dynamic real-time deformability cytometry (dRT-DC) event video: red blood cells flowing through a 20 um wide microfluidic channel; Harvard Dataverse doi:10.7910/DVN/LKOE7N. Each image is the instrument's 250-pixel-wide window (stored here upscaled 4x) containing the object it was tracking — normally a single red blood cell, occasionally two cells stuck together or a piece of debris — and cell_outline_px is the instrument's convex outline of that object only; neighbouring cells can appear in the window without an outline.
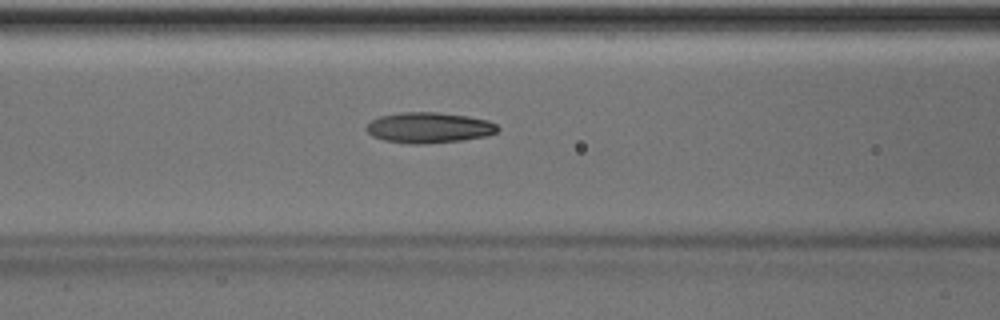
{"species": "Egyptian fruit bat (a non-hibernating species)", "species_latin": "Rousettus aegyptiacus", "temperature_condition": "room temperature", "stored_images_in_passage": 44, "camera_frame_rate_fps": 3000, "um_per_image_px": 0.085, "animal": {"sex": "male"}, "frame": {"image": 1, "passage_image": 21, "time_ms": 6.667, "image_size_px": [1000, 320], "cell_outline_px": [[500, 128], [496, 132], [484, 136], [460, 140], [424, 144], [408, 144], [384, 140], [372, 136], [364, 128], [372, 120], [380, 116], [400, 112], [440, 112], [468, 116], [488, 120], [496, 124]], "centroid_in_image_um": [36.44, 10.84], "position_along_channel_um": 130.2, "area_um2": 23.47}}
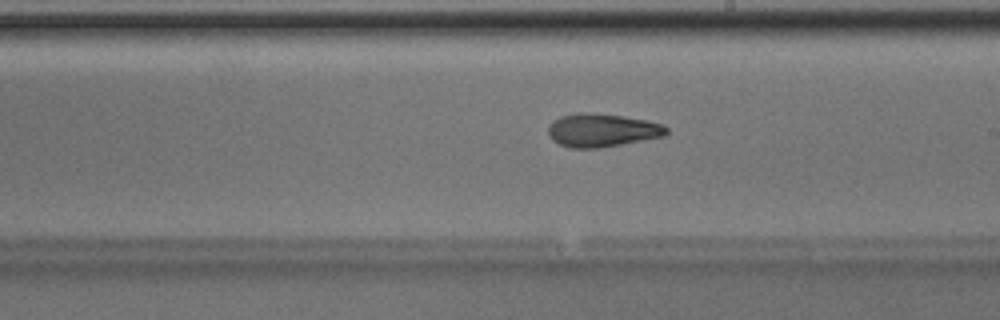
{"frame": {"image": 2, "passage_image": 29, "time_ms": 9.333, "image_size_px": [1000, 320], "cell_outline_px": [[668, 132], [664, 136], [600, 148], [568, 148], [552, 140], [548, 136], [548, 124], [552, 120], [560, 116], [576, 112], [592, 112], [624, 116], [664, 124], [668, 128]], "centroid_in_image_um": [51.13, 11.06], "position_along_channel_um": 237.9, "area_um2": 23.24}}
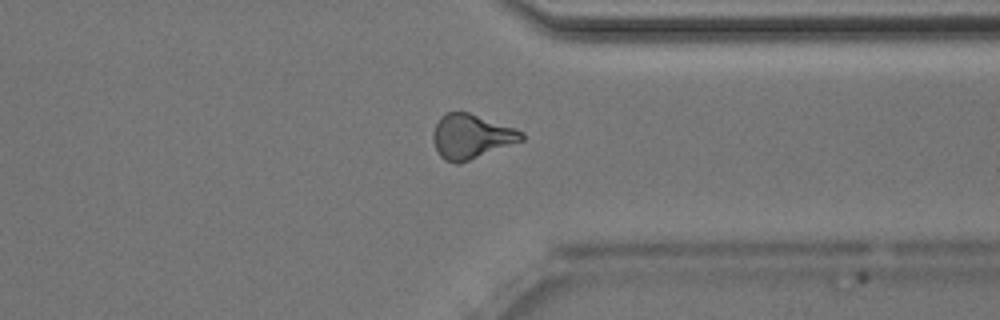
{"frame": {"image": 3, "passage_image": 39, "time_ms": 12.667, "image_size_px": [1000, 320], "cell_outline_px": [[524, 140], [460, 164], [456, 164], [444, 160], [440, 156], [432, 140], [432, 132], [440, 116], [444, 112], [468, 112], [524, 132]], "centroid_in_image_um": [40.02, 11.61], "position_along_channel_um": 371.4, "area_um2": 22.95}, "authors_computed_cell_mechanics": {"area_um2": 22.8888, "velocity_mm_per_s": 4.0477, "shape_relaxation_time_tau1_ms": 4.4495, "shape_relaxation_time_tau2_ms": 3.9893, "deformation_change_tau1": 0.1457, "deformation_change_tau2": 0.1308}}